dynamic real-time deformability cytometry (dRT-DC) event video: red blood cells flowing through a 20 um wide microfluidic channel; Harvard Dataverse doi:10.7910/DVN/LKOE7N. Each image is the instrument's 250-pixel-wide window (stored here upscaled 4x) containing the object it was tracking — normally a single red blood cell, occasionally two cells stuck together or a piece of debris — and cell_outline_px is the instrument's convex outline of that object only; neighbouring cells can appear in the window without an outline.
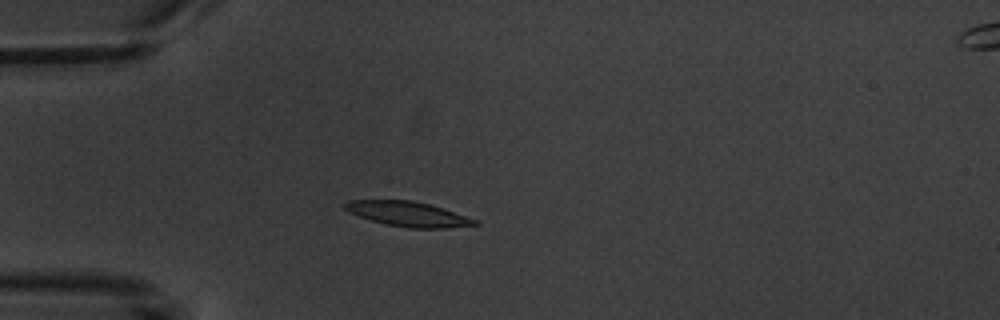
{"species": "common noctule bat (a hibernating species)", "species_latin": "Nyctalus noctula", "temperature_condition": "warm", "stored_images_in_passage": 5, "segment_of_instrument_passage": [1, 2], "camera_frame_rate_fps": 3000, "um_per_image_px": 0.085, "animal": {"sex": "male", "body_mass_g": 20.1, "forearm_length_mm": 53.5}, "frame": {"image": 1, "passage_image": 4, "time_ms": 4.0, "image_size_px": [1000, 320], "cell_outline_px": [[480, 224], [448, 228], [408, 228], [384, 224], [348, 212], [344, 208], [344, 204], [348, 200], [412, 200], [428, 204], [476, 220]], "centroid_in_image_um": [34.63, 18.19], "position_along_channel_um": 50.4, "area_um2": 18.5}}